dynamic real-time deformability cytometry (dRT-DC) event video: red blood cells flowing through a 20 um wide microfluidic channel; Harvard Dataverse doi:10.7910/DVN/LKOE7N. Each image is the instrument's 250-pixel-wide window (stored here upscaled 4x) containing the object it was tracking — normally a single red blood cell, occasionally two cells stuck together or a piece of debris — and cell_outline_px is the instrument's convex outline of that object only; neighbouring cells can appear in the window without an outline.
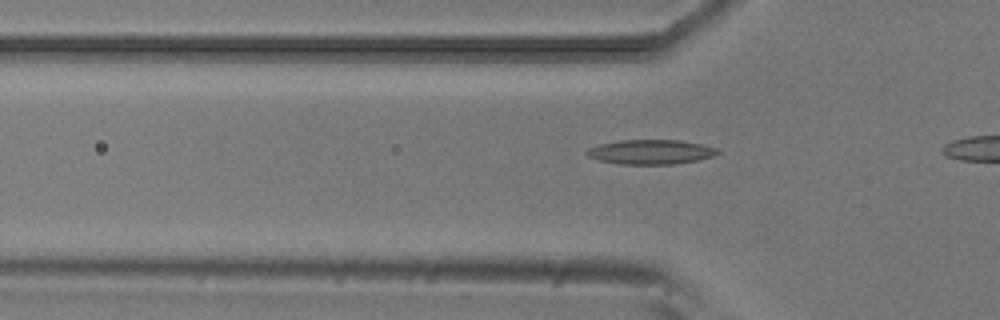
{"species": "common noctule bat (a hibernating species)", "species_latin": "Nyctalus noctula", "temperature_condition": "room temperature", "stored_images_in_passage": 4, "camera_frame_rate_fps": 3000, "um_per_image_px": 0.085, "animal": {"sex": "male", "body_mass_g": 20.5, "forearm_length_mm": 52.5}, "frame": {"image": 1, "passage_image": 2, "time_ms": 0.333, "image_size_px": [1000, 320], "cell_outline_px": [[720, 152], [712, 156], [696, 160], [672, 164], [620, 164], [600, 160], [588, 156], [584, 152], [588, 148], [600, 144], [620, 140], [680, 140], [700, 144], [716, 148]], "centroid_in_image_um": [55.28, 12.91], "position_along_channel_um": 70.5, "area_um2": 18.5}}